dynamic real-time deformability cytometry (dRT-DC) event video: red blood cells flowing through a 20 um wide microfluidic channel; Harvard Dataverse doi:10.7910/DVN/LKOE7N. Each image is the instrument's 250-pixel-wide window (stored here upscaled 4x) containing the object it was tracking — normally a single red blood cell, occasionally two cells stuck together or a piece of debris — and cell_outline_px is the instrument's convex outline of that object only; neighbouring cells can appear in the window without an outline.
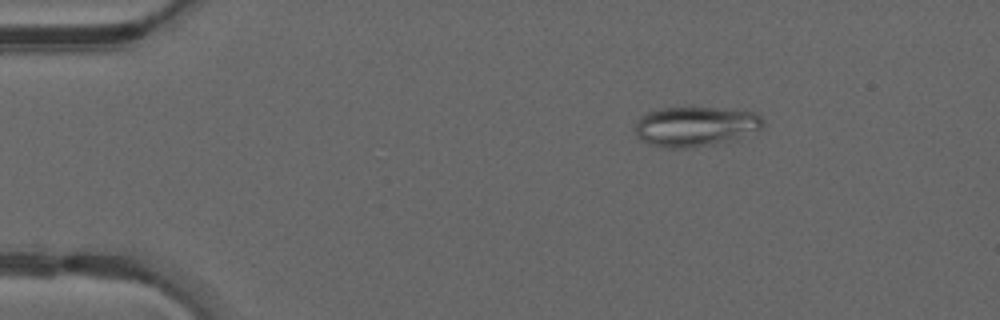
{"species": "common noctule bat (a hibernating species)", "species_latin": "Nyctalus noctula", "temperature_condition": "warm", "stored_images_in_passage": 45, "camera_frame_rate_fps": 3000, "um_per_image_px": 0.085, "animal": {"sex": "male", "forearm_length_mm": 52.5}, "frame": {"image": 1, "passage_image": 4, "time_ms": 1.0, "image_size_px": [1000, 320], "cell_outline_px": [[764, 128], [736, 140], [688, 148], [672, 148], [648, 144], [640, 140], [636, 136], [636, 120], [640, 116], [648, 112], [660, 108], [716, 108], [756, 112], [764, 120]], "centroid_in_image_um": [59.13, 10.75], "position_along_channel_um": 25.9, "area_um2": 29.94}}
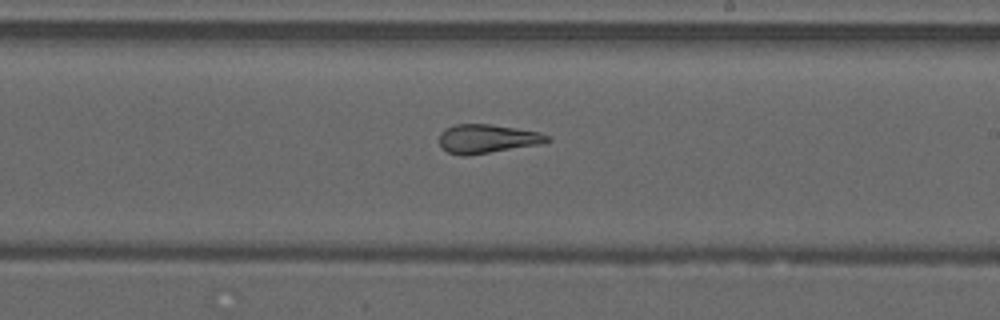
{"frame": {"image": 2, "passage_image": 25, "time_ms": 8.0, "image_size_px": [1000, 320], "cell_outline_px": [[552, 140], [544, 144], [464, 156], [448, 152], [440, 144], [440, 132], [444, 128], [456, 124], [492, 124], [540, 132], [552, 136]], "centroid_in_image_um": [41.48, 11.78], "position_along_channel_um": 247.5, "area_um2": 18.32}}
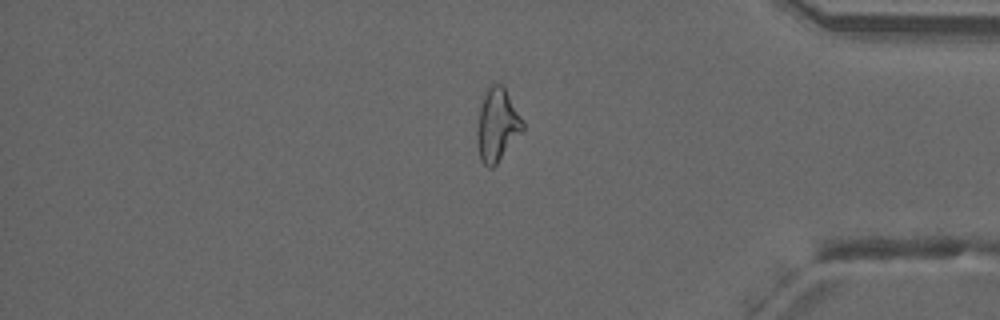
{"frame": {"image": 3, "passage_image": 37, "time_ms": 12.0, "image_size_px": [1000, 320], "cell_outline_px": [[524, 128], [496, 164], [492, 168], [488, 168], [480, 160], [476, 140], [476, 132], [480, 108], [484, 92], [492, 80], [496, 80], [504, 88], [524, 120]], "centroid_in_image_um": [42.23, 10.58], "position_along_channel_um": 393.0, "area_um2": 19.48}, "authors_computed_cell_mechanics": {"area_um2": 20.6924, "velocity_mm_per_s": 4.2198, "shape_relaxation_time_tau1_ms": null, "shape_relaxation_time_tau2_ms": 0.6266, "deformation_change_tau1": null, "deformation_change_tau2": 0.0797}}